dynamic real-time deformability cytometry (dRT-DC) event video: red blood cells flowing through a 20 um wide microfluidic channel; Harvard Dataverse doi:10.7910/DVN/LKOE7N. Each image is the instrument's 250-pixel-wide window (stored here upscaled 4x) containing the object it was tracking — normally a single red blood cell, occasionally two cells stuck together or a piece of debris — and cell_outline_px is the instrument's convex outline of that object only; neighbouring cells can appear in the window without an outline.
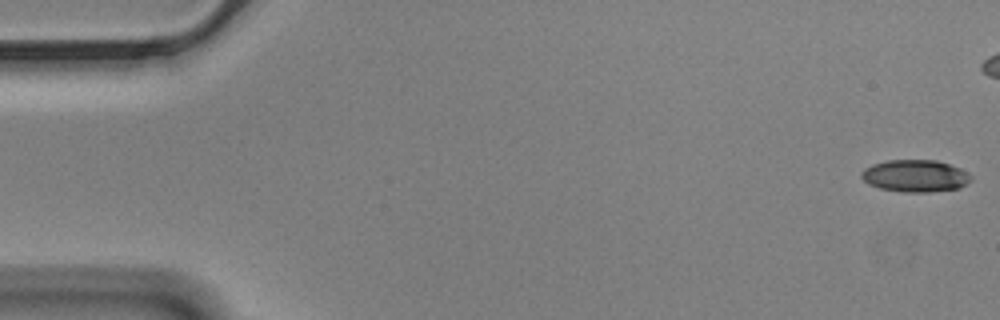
{"species": "Egyptian fruit bat (a non-hibernating species)", "species_latin": "Rousettus aegyptiacus", "temperature_condition": "cold", "stored_images_in_passage": 50, "camera_frame_rate_fps": 3000, "um_per_image_px": 0.085, "animal": {"sex": "male"}, "frame": {"image": 1, "passage_image": 1, "time_ms": 0.0, "image_size_px": [1000, 320], "cell_outline_px": [[972, 180], [960, 188], [928, 192], [904, 192], [880, 188], [868, 184], [860, 176], [860, 172], [864, 168], [872, 164], [888, 160], [936, 160], [960, 168], [968, 172], [972, 176]], "centroid_in_image_um": [77.79, 14.95], "position_along_channel_um": 7.2, "area_um2": 20.63}}
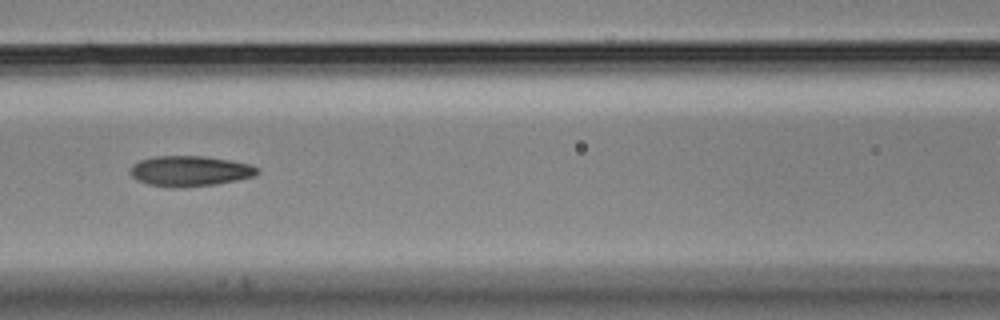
{"frame": {"image": 2, "passage_image": 25, "time_ms": 8.0, "image_size_px": [1000, 320], "cell_outline_px": [[260, 172], [256, 176], [216, 184], [176, 188], [148, 184], [136, 180], [128, 172], [132, 164], [140, 160], [156, 156], [208, 156], [232, 160], [252, 164], [260, 168]], "centroid_in_image_um": [16.17, 14.53], "position_along_channel_um": 150.4, "area_um2": 22.89}}
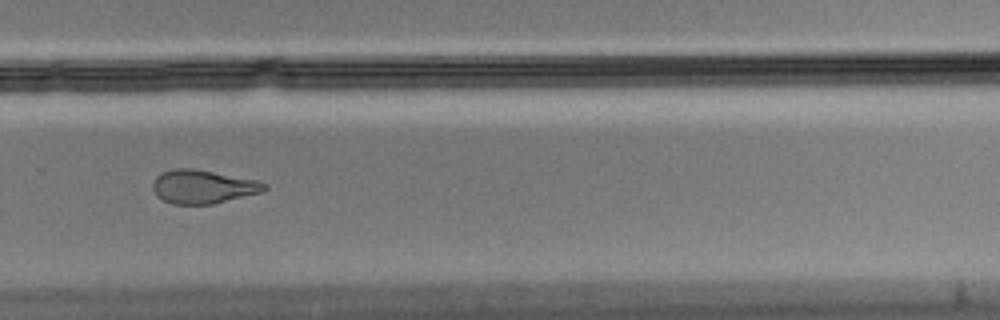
{"frame": {"image": 3, "passage_image": 39, "time_ms": 12.667, "image_size_px": [1000, 320], "cell_outline_px": [[268, 188], [260, 192], [212, 204], [172, 204], [156, 196], [152, 188], [152, 184], [156, 176], [164, 172], [176, 168], [192, 168], [256, 180], [268, 184]], "centroid_in_image_um": [17.22, 15.87], "position_along_channel_um": 312.6, "area_um2": 21.62}}